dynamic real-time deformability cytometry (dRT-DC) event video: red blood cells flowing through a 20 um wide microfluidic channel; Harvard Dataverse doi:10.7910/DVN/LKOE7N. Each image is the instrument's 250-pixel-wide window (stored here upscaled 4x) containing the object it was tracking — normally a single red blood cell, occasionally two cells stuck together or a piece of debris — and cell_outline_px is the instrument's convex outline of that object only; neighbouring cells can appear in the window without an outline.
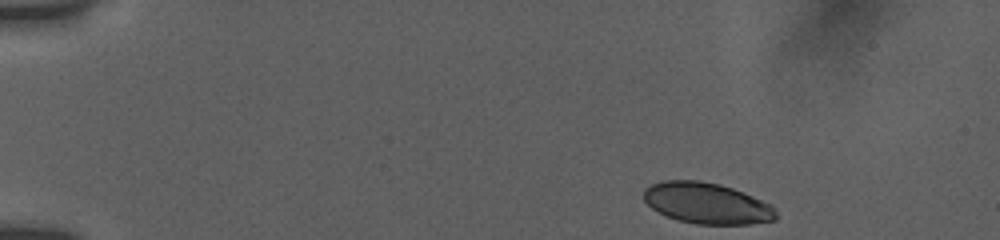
{"species": "human", "species_latin": "Homo sapiens", "temperature_condition": "room temperature", "stored_images_in_passage": 15, "camera_frame_rate_fps": 3000, "um_per_image_px": 0.085, "donor": {"sex": "female"}, "frame": {"image": 1, "passage_image": 1, "time_ms": 0.0, "image_size_px": [1000, 240], "cell_outline_px": [[776, 220], [752, 224], [696, 224], [676, 220], [652, 208], [644, 200], [644, 188], [652, 184], [664, 180], [700, 180], [720, 184], [732, 188], [772, 204], [776, 208]], "centroid_in_image_um": [60.1, 17.27], "position_along_channel_um": 24.9, "area_um2": 31.73}}
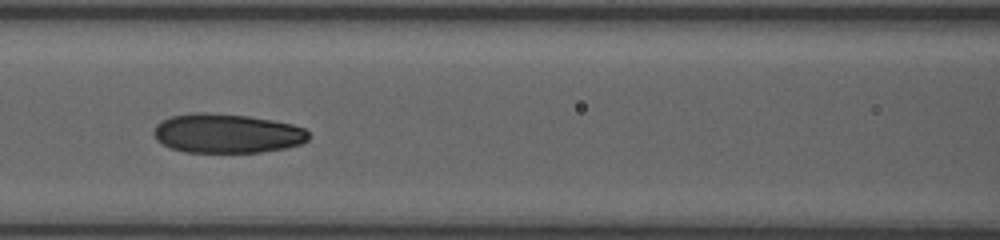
{"frame": {"image": 2, "passage_image": 9, "time_ms": 6.0, "image_size_px": [1000, 240], "cell_outline_px": [[308, 140], [300, 144], [288, 148], [260, 152], [184, 152], [172, 148], [156, 140], [152, 132], [156, 124], [160, 120], [172, 116], [192, 112], [204, 112], [248, 116], [272, 120], [292, 124], [304, 128], [308, 132]], "centroid_in_image_um": [19.27, 11.34], "position_along_channel_um": 147.3, "area_um2": 35.6}}
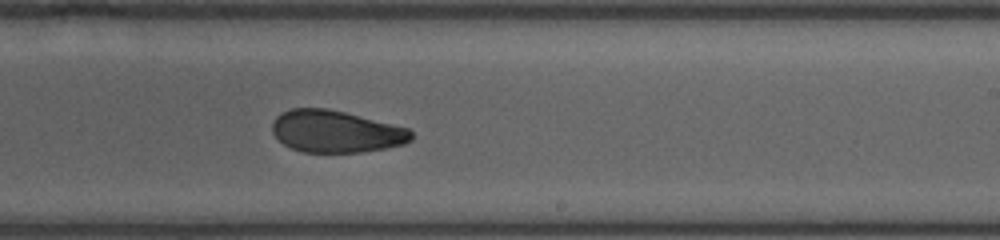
{"frame": {"image": 3, "passage_image": 15, "time_ms": 9.0, "image_size_px": [1000, 240], "cell_outline_px": [[412, 140], [404, 144], [384, 148], [360, 152], [300, 152], [284, 144], [272, 132], [272, 120], [280, 112], [292, 108], [328, 108], [408, 128], [412, 132]], "centroid_in_image_um": [28.51, 11.17], "position_along_channel_um": 260.5, "area_um2": 33.99}}